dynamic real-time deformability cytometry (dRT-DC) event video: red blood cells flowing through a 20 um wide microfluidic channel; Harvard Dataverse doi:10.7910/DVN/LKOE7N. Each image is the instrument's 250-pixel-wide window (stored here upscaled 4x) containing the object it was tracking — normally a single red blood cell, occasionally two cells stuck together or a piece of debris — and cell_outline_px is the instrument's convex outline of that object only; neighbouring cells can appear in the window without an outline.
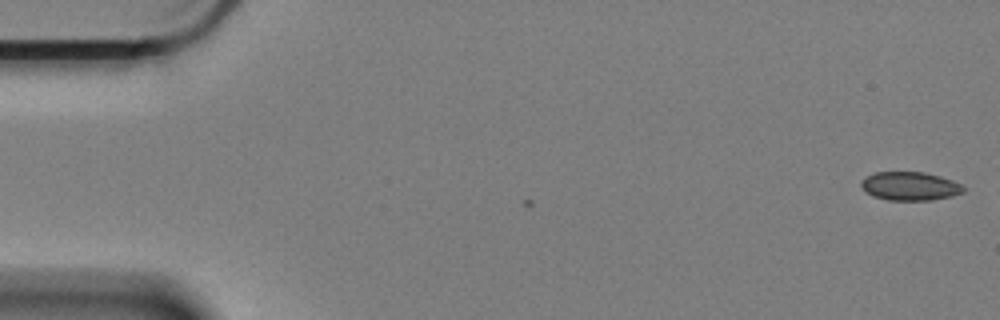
{"species": "Egyptian fruit bat (a non-hibernating species)", "species_latin": "Rousettus aegyptiacus", "temperature_condition": "cold", "stored_images_in_passage": 5, "camera_frame_rate_fps": 3000, "um_per_image_px": 0.085, "animal": {"sex": "female"}, "frame": {"image": 1, "passage_image": 1, "time_ms": 0.0, "image_size_px": [1000, 320], "cell_outline_px": [[964, 192], [952, 196], [932, 200], [888, 200], [872, 196], [864, 192], [860, 184], [860, 180], [864, 176], [872, 172], [924, 172], [940, 176], [952, 180], [960, 184], [964, 188]], "centroid_in_image_um": [77.28, 15.82], "position_along_channel_um": 7.7, "area_um2": 17.28}}